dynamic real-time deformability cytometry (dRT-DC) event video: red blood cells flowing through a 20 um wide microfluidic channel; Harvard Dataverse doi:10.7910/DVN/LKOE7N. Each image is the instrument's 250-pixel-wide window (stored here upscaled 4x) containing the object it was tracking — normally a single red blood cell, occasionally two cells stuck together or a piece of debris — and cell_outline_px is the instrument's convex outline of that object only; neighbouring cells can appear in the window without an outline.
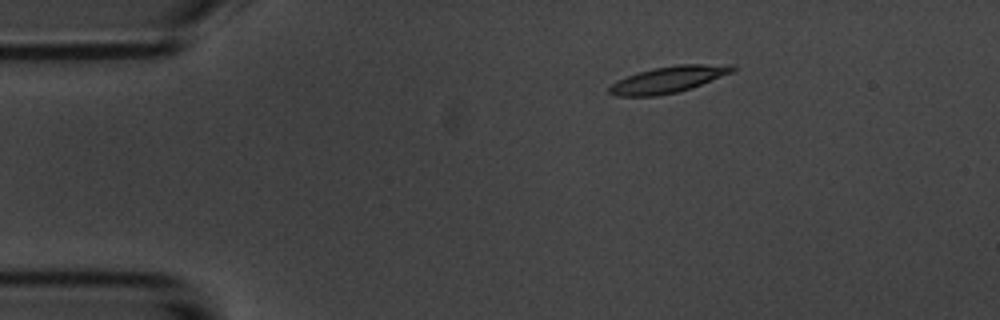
{"species": "common noctule bat (a hibernating species)", "species_latin": "Nyctalus noctula", "temperature_condition": "room temperature", "stored_images_in_passage": 3, "camera_frame_rate_fps": 3000, "um_per_image_px": 0.085, "animal": {"sex": "male", "body_mass_g": 20.1, "forearm_length_mm": 53.5}, "frame": {"image": 1, "passage_image": 1, "time_ms": 0.0, "image_size_px": [1000, 320], "cell_outline_px": [[736, 68], [732, 72], [700, 84], [676, 92], [656, 96], [616, 96], [608, 92], [608, 88], [612, 84], [636, 72], [652, 68], [680, 64], [736, 64]], "centroid_in_image_um": [56.8, 6.74], "position_along_channel_um": 28.2, "area_um2": 18.73}}